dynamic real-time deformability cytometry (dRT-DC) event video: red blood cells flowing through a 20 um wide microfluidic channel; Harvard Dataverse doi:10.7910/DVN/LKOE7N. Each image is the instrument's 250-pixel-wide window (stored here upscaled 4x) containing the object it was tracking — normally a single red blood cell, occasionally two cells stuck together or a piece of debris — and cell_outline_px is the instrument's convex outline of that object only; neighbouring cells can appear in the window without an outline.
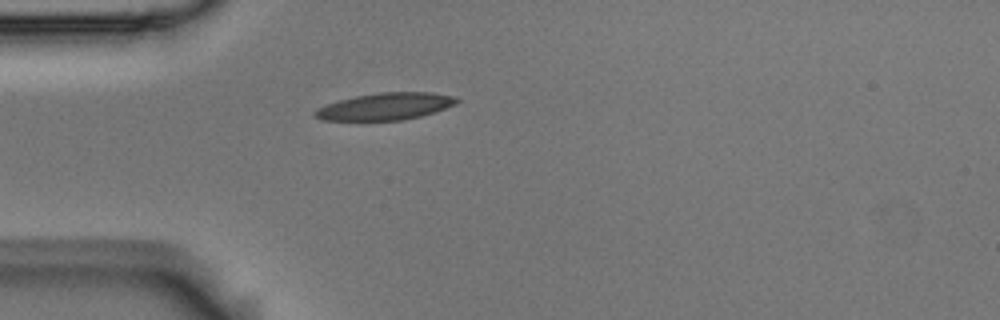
{"species": "Egyptian fruit bat (a non-hibernating species)", "species_latin": "Rousettus aegyptiacus", "temperature_condition": "room temperature", "stored_images_in_passage": 1, "camera_frame_rate_fps": 3000, "um_per_image_px": 0.085, "animal": {"sex": "male"}, "frame": {"image": 1, "passage_image": 1, "time_ms": 0.0, "image_size_px": [1000, 320], "cell_outline_px": [[460, 100], [456, 104], [420, 116], [400, 120], [324, 120], [312, 116], [312, 112], [316, 108], [324, 104], [356, 96], [380, 92], [432, 92], [452, 96]], "centroid_in_image_um": [32.69, 9.04], "position_along_channel_um": 52.3, "area_um2": 22.2}}